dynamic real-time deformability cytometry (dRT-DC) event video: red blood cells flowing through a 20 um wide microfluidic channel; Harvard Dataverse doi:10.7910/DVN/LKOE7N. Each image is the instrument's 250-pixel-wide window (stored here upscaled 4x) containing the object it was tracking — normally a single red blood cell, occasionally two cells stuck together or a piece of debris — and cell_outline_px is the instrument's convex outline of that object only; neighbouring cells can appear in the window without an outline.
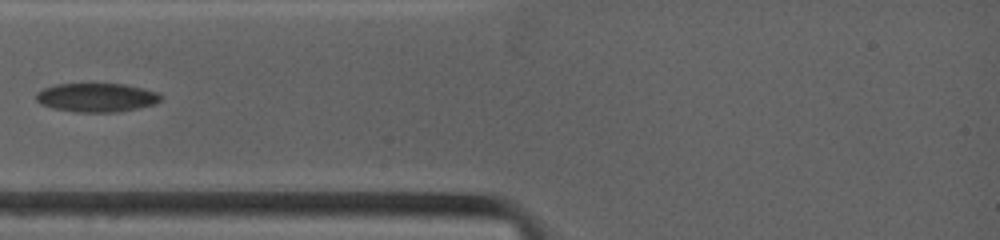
{"species": "common noctule bat (a hibernating species)", "species_latin": "Nyctalus noctula", "temperature_condition": "warm", "stored_images_in_passage": 14, "camera_frame_rate_fps": 4500, "um_per_image_px": 0.085, "animal": {"sex": "female", "body_mass_g": 19.0, "forearm_length_mm": 53.3}, "frame": {"image": 1, "passage_image": 1, "time_ms": 0.0, "image_size_px": [1000, 240], "cell_outline_px": [[160, 100], [152, 104], [136, 108], [116, 112], [76, 112], [52, 108], [40, 104], [36, 100], [36, 92], [44, 88], [56, 84], [124, 84], [156, 92], [160, 96]], "centroid_in_image_um": [8.13, 8.29], "position_along_channel_um": 76.9, "area_um2": 20.63}}
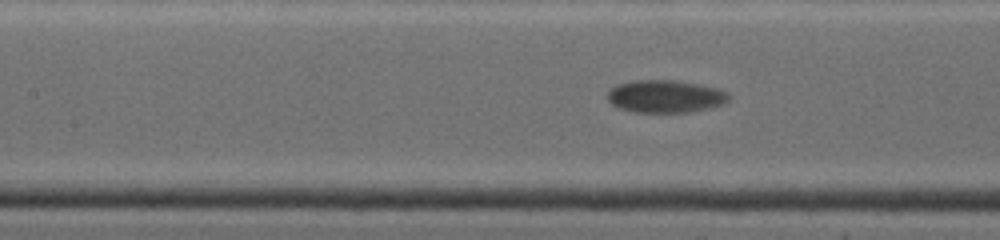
{"frame": {"image": 2, "passage_image": 10, "time_ms": 2.0, "image_size_px": [1000, 240], "cell_outline_px": [[728, 100], [720, 104], [708, 108], [692, 112], [636, 112], [620, 108], [612, 104], [608, 100], [608, 92], [616, 84], [636, 80], [676, 80], [700, 84], [716, 88], [728, 92]], "centroid_in_image_um": [56.54, 8.18], "position_along_channel_um": 150.9, "area_um2": 22.89}}
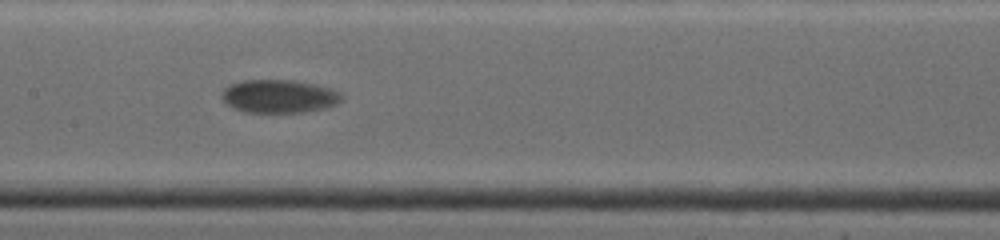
{"frame": {"image": 3, "passage_image": 13, "time_ms": 2.889, "image_size_px": [1000, 240], "cell_outline_px": [[344, 96], [336, 104], [324, 108], [304, 112], [244, 112], [228, 104], [220, 96], [220, 92], [228, 84], [244, 80], [292, 80], [316, 84], [340, 92]], "centroid_in_image_um": [23.7, 8.17], "position_along_channel_um": 183.7, "area_um2": 23.18}}